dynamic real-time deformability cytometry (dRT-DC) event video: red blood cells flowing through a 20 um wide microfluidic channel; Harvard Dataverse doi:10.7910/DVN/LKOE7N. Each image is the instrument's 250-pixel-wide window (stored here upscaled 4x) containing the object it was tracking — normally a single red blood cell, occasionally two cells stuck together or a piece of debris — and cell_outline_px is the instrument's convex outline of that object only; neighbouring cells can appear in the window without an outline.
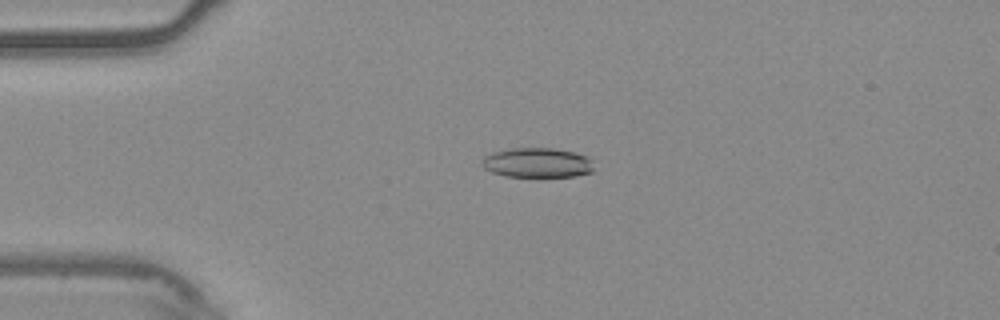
{"species": "common noctule bat (a hibernating species)", "species_latin": "Nyctalus noctula", "temperature_condition": "warm", "stored_images_in_passage": 54, "camera_frame_rate_fps": 3000, "um_per_image_px": 0.085, "animal": {"sex": "male", "body_mass_g": 20.4}, "frame": {"image": 1, "passage_image": 13, "time_ms": 4.0, "image_size_px": [1000, 320], "cell_outline_px": [[592, 172], [576, 176], [504, 176], [492, 172], [484, 168], [480, 164], [480, 160], [484, 156], [492, 152], [512, 148], [556, 148], [588, 156], [592, 160]], "centroid_in_image_um": [45.63, 13.82], "position_along_channel_um": 39.4, "area_um2": 19.48}}
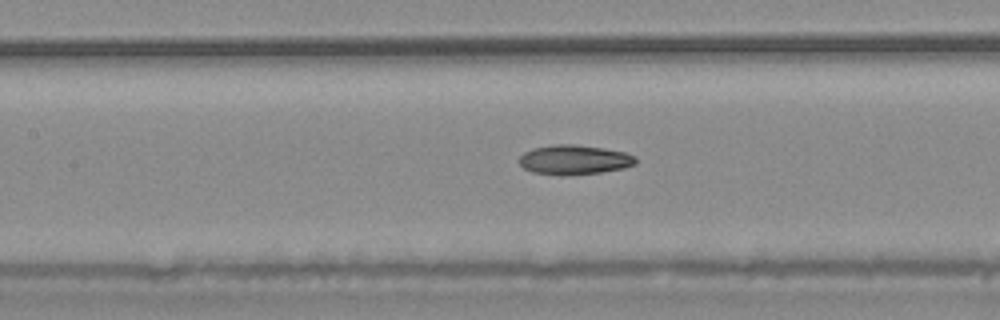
{"frame": {"image": 2, "passage_image": 25, "time_ms": 8.0, "image_size_px": [1000, 320], "cell_outline_px": [[636, 164], [624, 168], [600, 172], [568, 176], [560, 176], [532, 172], [524, 168], [520, 164], [520, 156], [524, 152], [532, 148], [552, 144], [576, 144], [604, 148], [624, 152], [636, 156]], "centroid_in_image_um": [48.8, 13.58], "position_along_channel_um": 158.6, "area_um2": 20.35}}
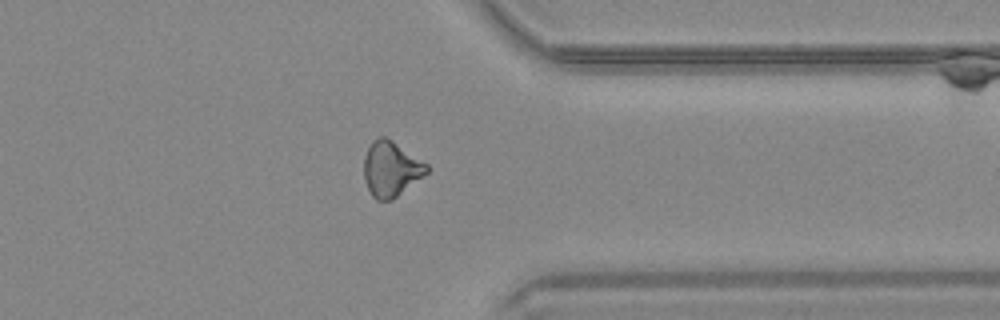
{"frame": {"image": 3, "passage_image": 43, "time_ms": 14.0, "image_size_px": [1000, 320], "cell_outline_px": [[432, 168], [428, 172], [392, 200], [376, 200], [372, 196], [364, 180], [364, 156], [372, 140], [380, 136], [384, 136], [392, 140], [428, 164]], "centroid_in_image_um": [33.23, 14.35], "position_along_channel_um": 378.2, "area_um2": 20.23}, "authors_computed_cell_mechanics": {"area_um2": 20.1722, "velocity_mm_per_s": 3.7516, "shape_relaxation_time_tau1_ms": null, "shape_relaxation_time_tau2_ms": 3.9951, "deformation_change_tau1": null, "deformation_change_tau2": 0.1045}}